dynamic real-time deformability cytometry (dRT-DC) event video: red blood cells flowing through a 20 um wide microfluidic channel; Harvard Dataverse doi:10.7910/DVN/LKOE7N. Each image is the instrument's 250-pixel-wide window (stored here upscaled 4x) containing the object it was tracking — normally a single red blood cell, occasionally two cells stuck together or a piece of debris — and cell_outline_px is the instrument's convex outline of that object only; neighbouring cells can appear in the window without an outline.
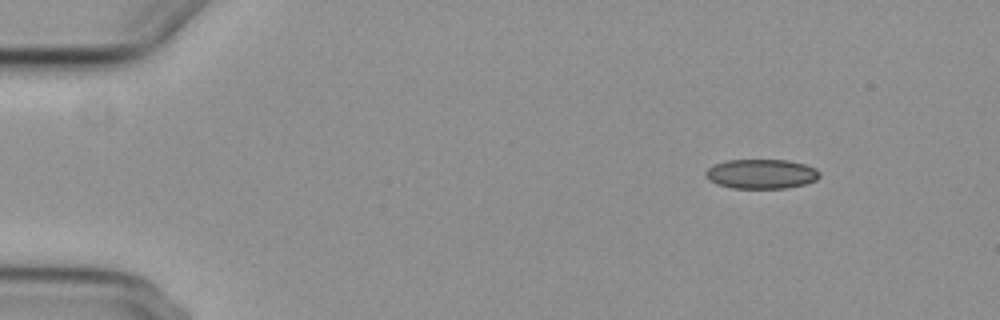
{"species": "common noctule bat (a hibernating species)", "species_latin": "Nyctalus noctula", "temperature_condition": "cold", "stored_images_in_passage": 5, "camera_frame_rate_fps": 3000, "um_per_image_px": 0.085, "animal": {"sex": "female", "body_mass_g": 29.2, "forearm_length_mm": 56.3}, "frame": {"image": 1, "passage_image": 1, "time_ms": 0.0, "image_size_px": [1000, 320], "cell_outline_px": [[820, 176], [816, 180], [804, 184], [788, 188], [732, 188], [716, 184], [708, 180], [704, 176], [704, 172], [708, 168], [716, 164], [728, 160], [788, 160], [804, 164], [816, 168], [820, 172]], "centroid_in_image_um": [64.7, 14.79], "position_along_channel_um": 20.3, "area_um2": 19.71}}
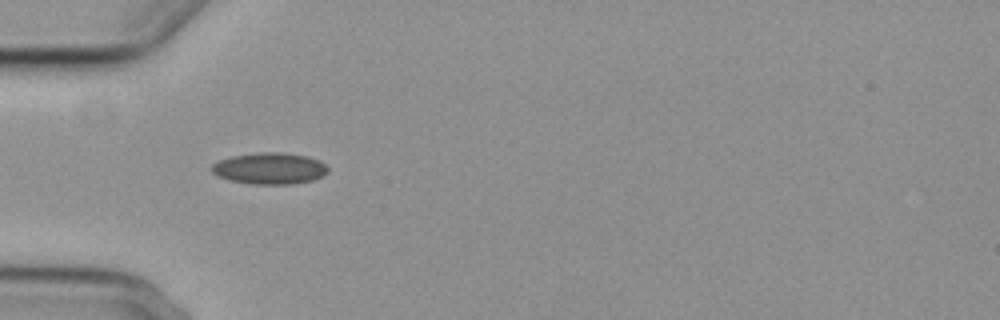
{"frame": {"image": 2, "passage_image": 4, "time_ms": 3.667, "image_size_px": [1000, 320], "cell_outline_px": [[328, 172], [312, 180], [292, 184], [252, 184], [228, 180], [216, 176], [208, 168], [212, 164], [220, 160], [232, 156], [256, 152], [280, 152], [308, 156], [320, 160], [328, 168]], "centroid_in_image_um": [22.88, 14.31], "position_along_channel_um": 62.1, "area_um2": 21.5}}
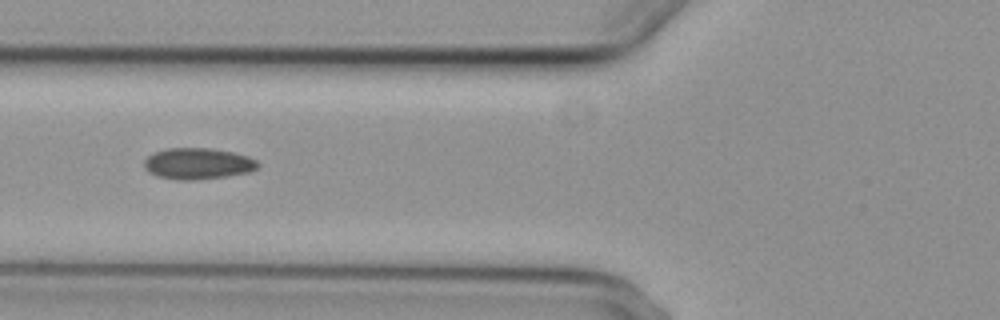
{"frame": {"image": 3, "passage_image": 5, "time_ms": 5.0, "image_size_px": [1000, 320], "cell_outline_px": [[260, 164], [256, 168], [248, 172], [224, 176], [192, 180], [180, 180], [160, 176], [148, 172], [144, 168], [144, 160], [148, 156], [156, 152], [168, 148], [212, 148], [232, 152], [248, 156], [256, 160]], "centroid_in_image_um": [16.81, 13.89], "position_along_channel_um": 109.0, "area_um2": 20.46}}